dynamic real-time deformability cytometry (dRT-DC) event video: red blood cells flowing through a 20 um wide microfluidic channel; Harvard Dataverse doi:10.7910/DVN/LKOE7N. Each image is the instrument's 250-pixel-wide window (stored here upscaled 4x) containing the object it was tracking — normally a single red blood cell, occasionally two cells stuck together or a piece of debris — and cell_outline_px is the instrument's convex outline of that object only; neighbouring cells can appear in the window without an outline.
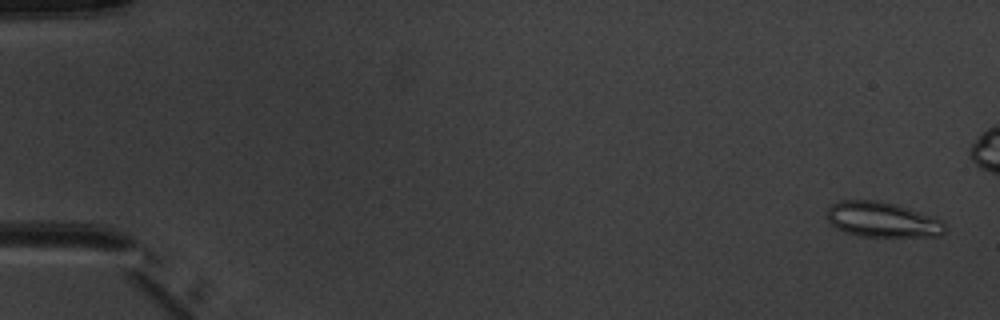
{"species": "common noctule bat (a hibernating species)", "species_latin": "Nyctalus noctula", "temperature_condition": "warm", "stored_images_in_passage": 5, "segment_of_instrument_passage": [2, 2], "camera_frame_rate_fps": 3000, "um_per_image_px": 0.085, "animal": {"sex": "male", "body_mass_g": 20.1, "forearm_length_mm": 53.5}, "frame": {"image": 1, "passage_image": 5, "time_ms": 4.667, "image_size_px": [1000, 320], "cell_outline_px": [[944, 232], [940, 236], [860, 236], [844, 232], [836, 228], [828, 220], [828, 208], [832, 204], [840, 200], [880, 200], [896, 204], [944, 220]], "centroid_in_image_um": [74.99, 18.66], "position_along_channel_um": 10.0, "area_um2": 24.16}}